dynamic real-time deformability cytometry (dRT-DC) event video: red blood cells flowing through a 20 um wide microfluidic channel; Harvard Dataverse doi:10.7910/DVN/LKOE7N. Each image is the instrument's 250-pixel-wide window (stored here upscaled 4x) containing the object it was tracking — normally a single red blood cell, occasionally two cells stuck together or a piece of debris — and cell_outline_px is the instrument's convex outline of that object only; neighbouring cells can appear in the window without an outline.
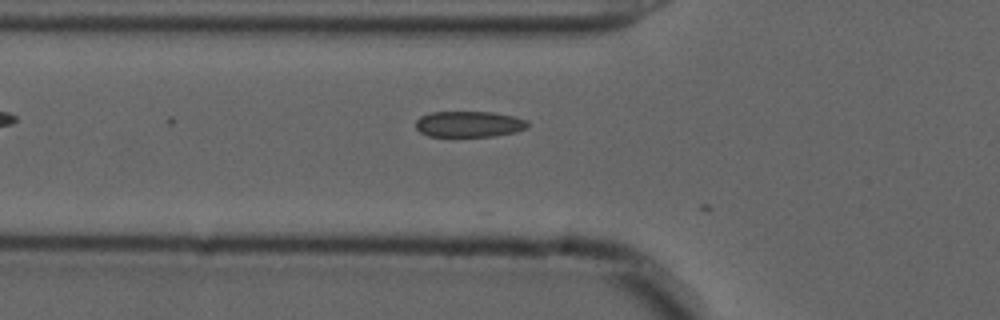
{"species": "common noctule bat (a hibernating species)", "species_latin": "Nyctalus noctula", "temperature_condition": "cold", "stored_images_in_passage": 4, "camera_frame_rate_fps": 3000, "um_per_image_px": 0.085, "animal": {"sex": "male", "forearm_length_mm": 52.5}, "frame": {"image": 1, "passage_image": 2, "time_ms": 0.333, "image_size_px": [1000, 320], "cell_outline_px": [[528, 128], [516, 132], [496, 136], [428, 136], [420, 132], [416, 128], [416, 120], [420, 116], [432, 112], [492, 112], [512, 116], [528, 120]], "centroid_in_image_um": [39.88, 10.55], "position_along_channel_um": 85.9, "area_um2": 16.99}}